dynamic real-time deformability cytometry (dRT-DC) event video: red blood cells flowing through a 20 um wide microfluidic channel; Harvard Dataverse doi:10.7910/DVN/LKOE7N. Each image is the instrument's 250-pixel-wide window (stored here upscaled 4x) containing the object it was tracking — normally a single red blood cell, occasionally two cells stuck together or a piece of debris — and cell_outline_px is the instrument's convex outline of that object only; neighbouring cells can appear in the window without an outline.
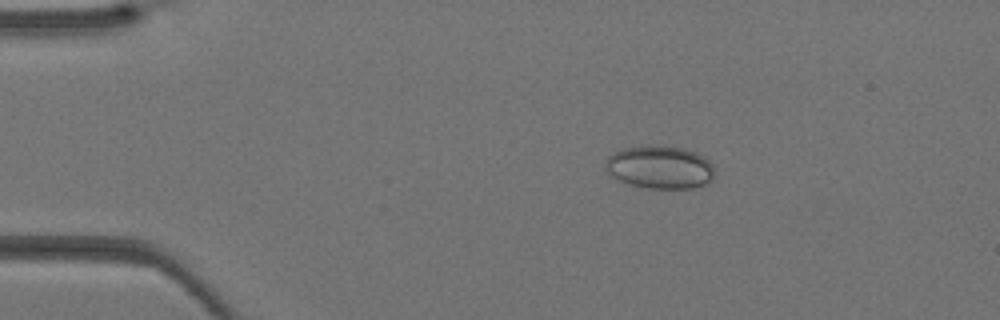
{"species": "Egyptian fruit bat (a non-hibernating species)", "species_latin": "Rousettus aegyptiacus", "temperature_condition": "warm", "stored_images_in_passage": 40, "camera_frame_rate_fps": 3000, "um_per_image_px": 0.085, "animal": {"sex": "female"}, "frame": {"image": 1, "passage_image": 7, "time_ms": 2.0, "image_size_px": [1000, 320], "cell_outline_px": [[712, 180], [704, 184], [692, 188], [644, 188], [628, 184], [612, 176], [604, 168], [604, 164], [608, 156], [612, 152], [624, 148], [640, 144], [684, 148], [696, 152], [704, 156], [708, 160], [712, 168]], "centroid_in_image_um": [56.03, 14.19], "position_along_channel_um": 29.0, "area_um2": 27.51}}
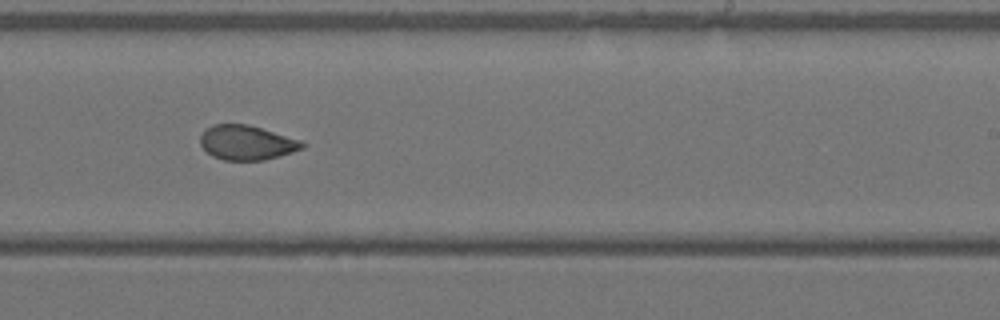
{"frame": {"image": 2, "passage_image": 25, "time_ms": 8.0, "image_size_px": [1000, 320], "cell_outline_px": [[304, 148], [292, 152], [264, 160], [224, 160], [212, 156], [200, 144], [200, 136], [212, 124], [248, 124], [300, 140], [304, 144]], "centroid_in_image_um": [20.95, 12.12], "position_along_channel_um": 268.0, "area_um2": 20.29}}
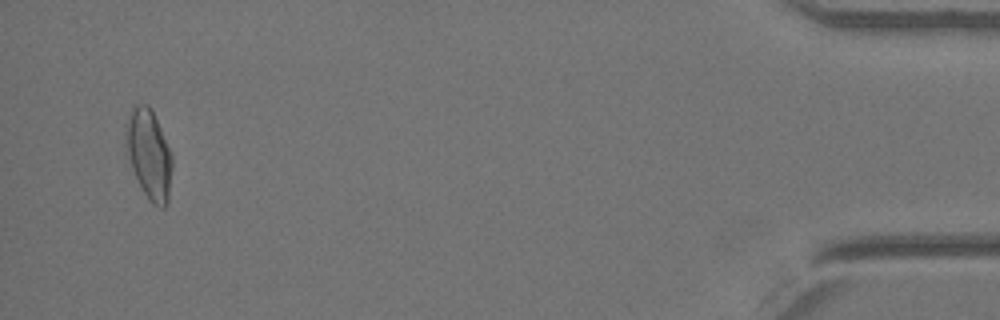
{"frame": {"image": 3, "passage_image": 39, "time_ms": 12.667, "image_size_px": [1000, 320], "cell_outline_px": [[172, 168], [168, 200], [164, 208], [160, 208], [152, 204], [148, 200], [132, 168], [124, 128], [124, 124], [132, 108], [136, 104], [148, 104], [152, 108], [172, 156]], "centroid_in_image_um": [12.67, 13.09], "position_along_channel_um": 422.5, "area_um2": 23.87}}